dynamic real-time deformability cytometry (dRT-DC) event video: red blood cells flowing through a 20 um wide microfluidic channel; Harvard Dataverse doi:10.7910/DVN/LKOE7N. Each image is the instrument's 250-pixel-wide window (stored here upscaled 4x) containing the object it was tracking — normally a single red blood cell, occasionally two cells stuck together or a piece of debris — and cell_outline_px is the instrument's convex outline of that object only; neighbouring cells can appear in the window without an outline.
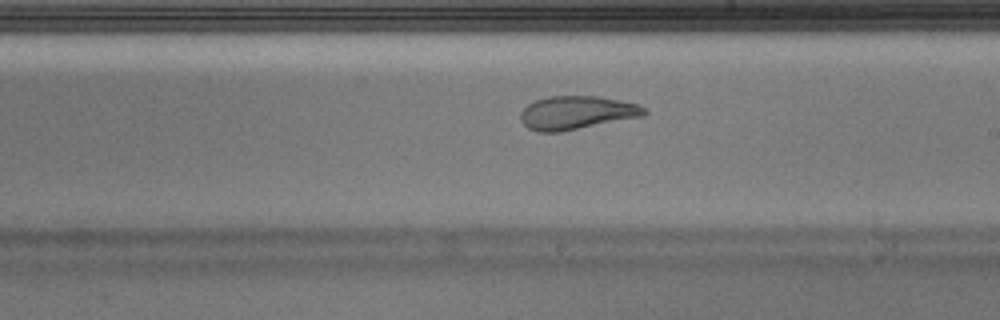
{"species": "Egyptian fruit bat (a non-hibernating species)", "species_latin": "Rousettus aegyptiacus", "temperature_condition": "warm", "stored_images_in_passage": 51, "camera_frame_rate_fps": 3000, "um_per_image_px": 0.085, "animal": {"sex": "male"}, "frame": {"image": 1, "passage_image": 30, "time_ms": 9.667, "image_size_px": [1000, 320], "cell_outline_px": [[648, 112], [640, 116], [556, 132], [540, 132], [528, 128], [524, 124], [520, 116], [524, 108], [528, 104], [536, 100], [552, 96], [596, 96], [636, 104], [644, 108]], "centroid_in_image_um": [48.96, 9.57], "position_along_channel_um": 240.0, "area_um2": 23.24}}
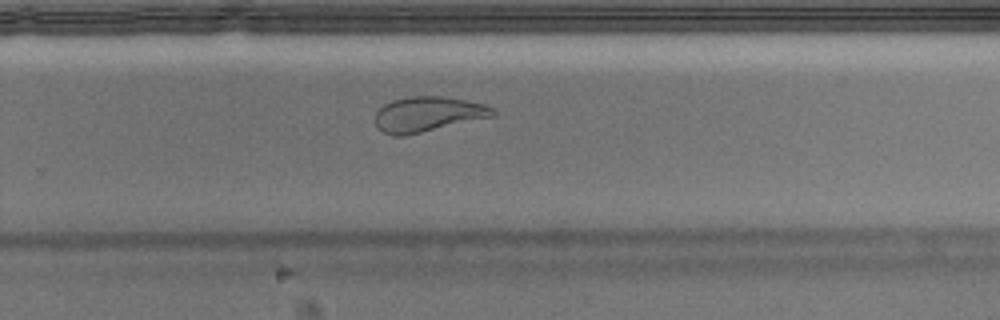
{"frame": {"image": 2, "passage_image": 34, "time_ms": 11.0, "image_size_px": [1000, 320], "cell_outline_px": [[496, 116], [404, 136], [396, 136], [384, 132], [376, 124], [376, 112], [384, 104], [392, 100], [412, 96], [440, 96], [464, 100], [484, 104], [492, 108], [496, 112]], "centroid_in_image_um": [36.39, 9.71], "position_along_channel_um": 293.4, "area_um2": 23.87}}
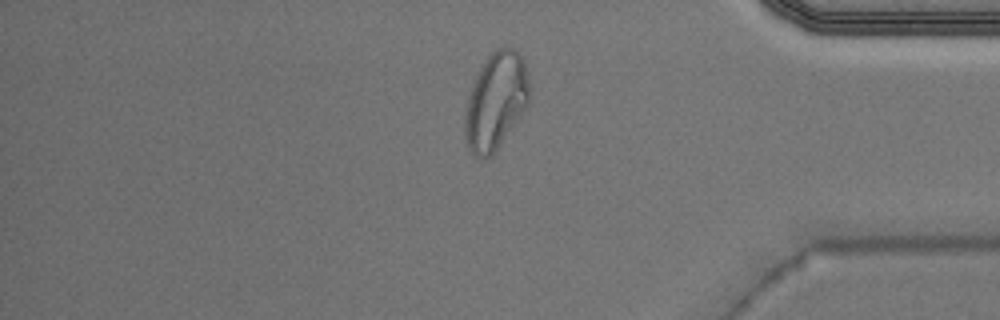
{"frame": {"image": 3, "passage_image": 43, "time_ms": 14.0, "image_size_px": [1000, 320], "cell_outline_px": [[528, 100], [496, 148], [488, 156], [480, 156], [472, 152], [468, 144], [468, 104], [472, 88], [488, 56], [500, 48], [508, 48], [516, 52], [520, 56], [524, 64], [528, 88]], "centroid_in_image_um": [42.17, 8.53], "position_along_channel_um": 393.0, "area_um2": 32.89}, "authors_computed_cell_mechanics": {"area_um2": 23.2356, "velocity_mm_per_s": 4.024, "shape_relaxation_time_tau1_ms": null, "shape_relaxation_time_tau2_ms": 1.5927, "deformation_change_tau1": null, "deformation_change_tau2": 0.0916}}